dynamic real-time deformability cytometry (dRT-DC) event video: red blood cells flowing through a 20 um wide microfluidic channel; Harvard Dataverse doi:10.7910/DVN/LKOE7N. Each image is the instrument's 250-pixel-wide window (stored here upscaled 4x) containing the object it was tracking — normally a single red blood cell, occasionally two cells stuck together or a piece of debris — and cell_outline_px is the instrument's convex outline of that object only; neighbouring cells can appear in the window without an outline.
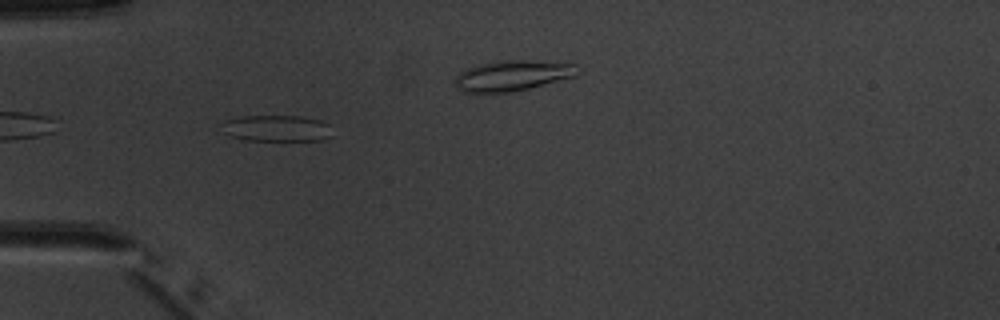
{"species": "common noctule bat (a hibernating species)", "species_latin": "Nyctalus noctula", "temperature_condition": "warm", "stored_images_in_passage": 9, "camera_frame_rate_fps": 3000, "um_per_image_px": 0.085, "animal": {"sex": "male", "body_mass_g": 20.1, "forearm_length_mm": 53.5}, "frame": {"image": 1, "passage_image": 3, "time_ms": 2.333, "image_size_px": [1000, 320], "cell_outline_px": [[332, 136], [320, 140], [244, 140], [232, 136], [224, 132], [224, 120], [240, 116], [300, 116], [320, 120], [328, 124]], "centroid_in_image_um": [23.53, 10.9], "position_along_channel_um": 61.5, "area_um2": 16.76}}
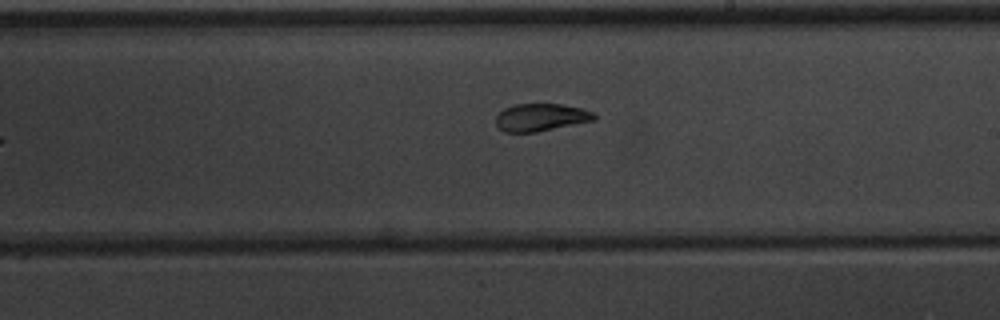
{"frame": {"image": 2, "passage_image": 8, "time_ms": 8.333, "image_size_px": [1000, 320], "cell_outline_px": [[596, 120], [536, 132], [504, 132], [496, 124], [496, 116], [504, 108], [512, 104], [560, 104], [580, 108], [592, 112], [596, 116]], "centroid_in_image_um": [45.96, 9.97], "position_along_channel_um": 243.0, "area_um2": 15.72}}
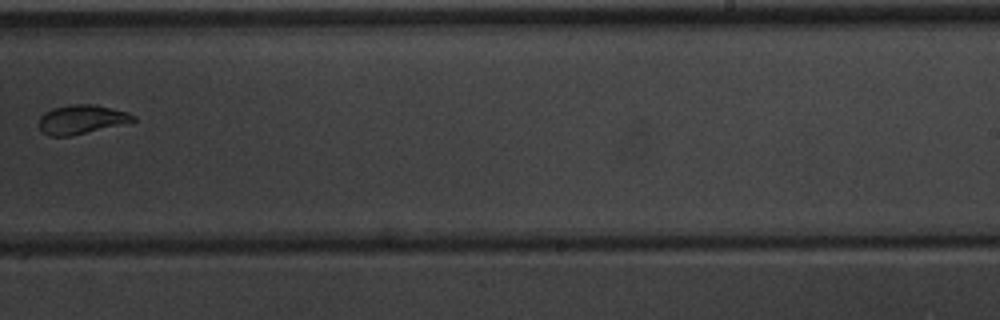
{"frame": {"image": 3, "passage_image": 9, "time_ms": 9.333, "image_size_px": [1000, 320], "cell_outline_px": [[136, 120], [72, 136], [48, 136], [40, 128], [40, 116], [44, 112], [52, 108], [72, 104], [96, 104], [128, 112], [136, 116]], "centroid_in_image_um": [6.92, 10.14], "position_along_channel_um": 282.1, "area_um2": 15.84}}